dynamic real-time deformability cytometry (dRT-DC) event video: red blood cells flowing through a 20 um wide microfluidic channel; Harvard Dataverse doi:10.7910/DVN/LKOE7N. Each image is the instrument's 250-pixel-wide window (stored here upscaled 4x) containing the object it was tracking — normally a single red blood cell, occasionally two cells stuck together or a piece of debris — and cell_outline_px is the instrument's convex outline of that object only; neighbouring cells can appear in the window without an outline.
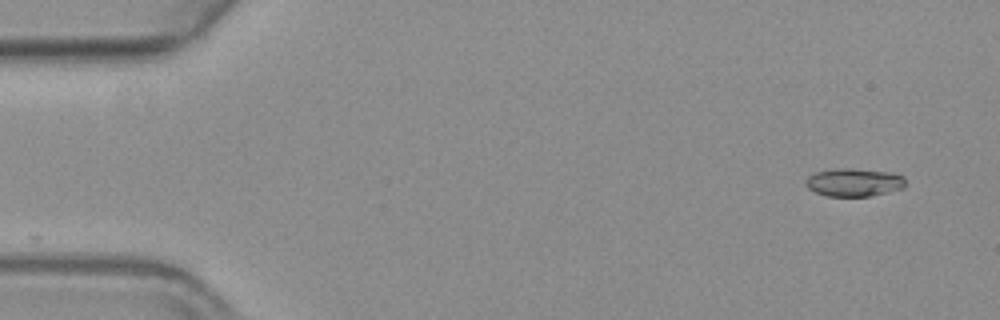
{"species": "common noctule bat (a hibernating species)", "species_latin": "Nyctalus noctula", "temperature_condition": "warm", "stored_images_in_passage": 50, "camera_frame_rate_fps": 3000, "um_per_image_px": 0.085, "animal": {"sex": "female", "body_mass_g": 19.3, "forearm_length_mm": 54.1}, "frame": {"image": 1, "passage_image": 1, "time_ms": 0.0, "image_size_px": [1000, 320], "cell_outline_px": [[896, 176], [872, 192], [864, 196], [836, 196], [820, 192], [816, 188], [828, 172], [868, 172]], "centroid_in_image_um": [72.43, 15.58], "position_along_channel_um": 12.6, "area_um2": 10.17}}
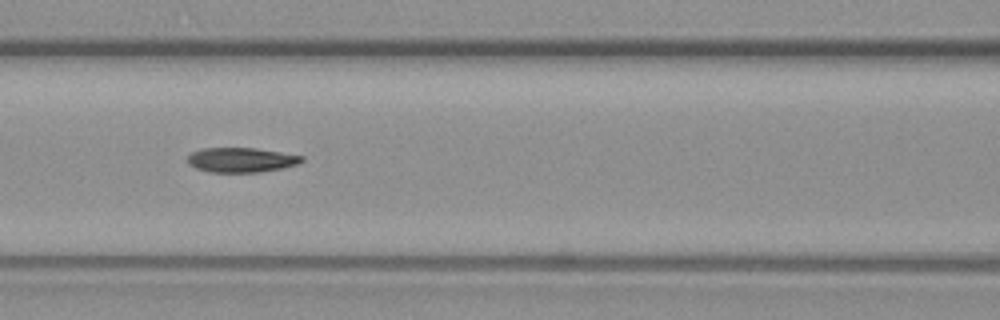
{"frame": {"image": 2, "passage_image": 22, "time_ms": 7.0, "image_size_px": [1000, 320], "cell_outline_px": [[300, 160], [288, 164], [268, 168], [208, 168], [196, 164], [192, 160], [204, 152], [224, 148], [240, 148], [296, 156]], "centroid_in_image_um": [20.62, 13.51], "position_along_channel_um": 146.0, "area_um2": 11.56}}
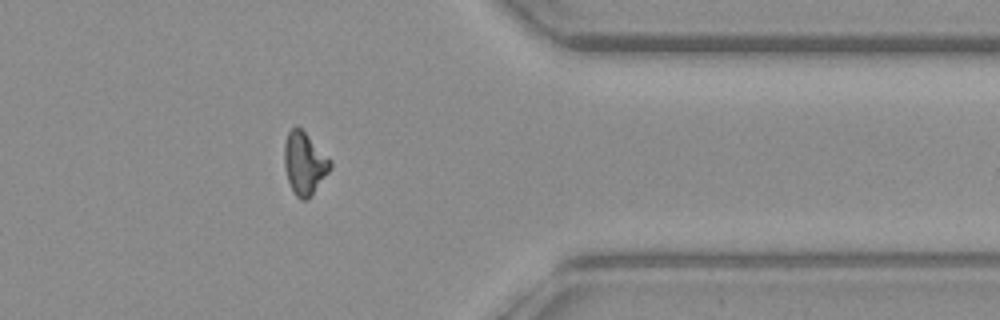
{"frame": {"image": 3, "passage_image": 43, "time_ms": 14.0, "image_size_px": [1000, 320], "cell_outline_px": [[328, 168], [308, 196], [300, 196], [296, 192], [288, 176], [288, 136], [296, 128], [328, 160]], "centroid_in_image_um": [25.88, 13.92], "position_along_channel_um": 385.5, "area_um2": 12.95}}